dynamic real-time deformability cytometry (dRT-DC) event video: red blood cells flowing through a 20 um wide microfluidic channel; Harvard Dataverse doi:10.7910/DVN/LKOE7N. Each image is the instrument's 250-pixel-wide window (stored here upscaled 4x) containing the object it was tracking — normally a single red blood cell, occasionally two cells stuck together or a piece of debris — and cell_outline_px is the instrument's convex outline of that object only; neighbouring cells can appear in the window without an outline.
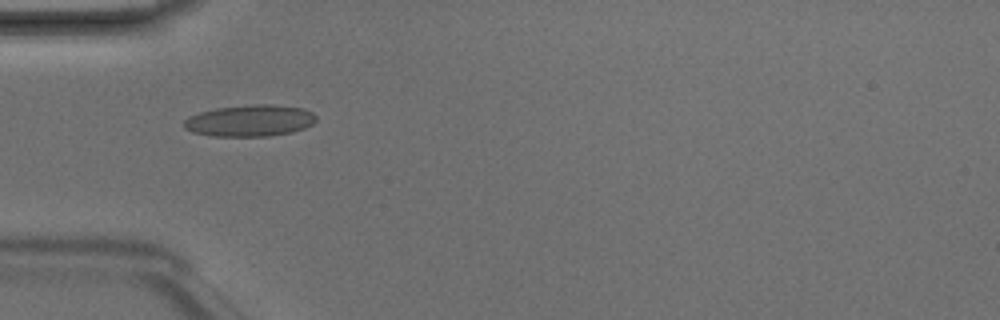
{"species": "Egyptian fruit bat (a non-hibernating species)", "species_latin": "Rousettus aegyptiacus", "temperature_condition": "room temperature", "stored_images_in_passage": 2, "camera_frame_rate_fps": 3000, "um_per_image_px": 0.085, "animal": {"sex": "male"}, "frame": {"image": 1, "passage_image": 1, "time_ms": 0.0, "image_size_px": [1000, 320], "cell_outline_px": [[316, 120], [312, 124], [304, 128], [292, 132], [268, 136], [212, 136], [192, 132], [184, 128], [184, 120], [188, 116], [200, 112], [216, 108], [260, 104], [268, 104], [304, 108], [312, 112], [316, 116]], "centroid_in_image_um": [21.24, 10.26], "position_along_channel_um": 63.8, "area_um2": 24.28}}